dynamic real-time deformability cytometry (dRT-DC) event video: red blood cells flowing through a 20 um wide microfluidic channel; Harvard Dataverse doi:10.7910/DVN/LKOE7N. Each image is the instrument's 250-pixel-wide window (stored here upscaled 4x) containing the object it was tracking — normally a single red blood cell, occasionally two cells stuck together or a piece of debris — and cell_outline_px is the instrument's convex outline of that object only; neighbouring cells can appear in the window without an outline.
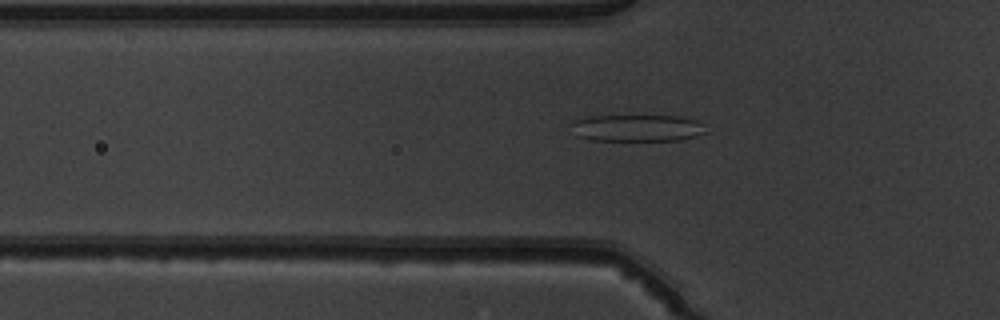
{"species": "common noctule bat (a hibernating species)", "species_latin": "Nyctalus noctula", "temperature_condition": "warm", "stored_images_in_passage": 52, "camera_frame_rate_fps": 3000, "um_per_image_px": 0.085, "animal": {"sex": "male", "body_mass_g": 19.5, "forearm_length_mm": 54.6}, "frame": {"image": 1, "passage_image": 18, "time_ms": 5.667, "image_size_px": [1000, 320], "cell_outline_px": [[704, 132], [696, 136], [680, 140], [588, 140], [576, 136], [568, 124], [576, 120], [588, 116], [680, 116], [700, 120], [704, 124]], "centroid_in_image_um": [54.12, 10.87], "position_along_channel_um": 71.7, "area_um2": 21.27}}
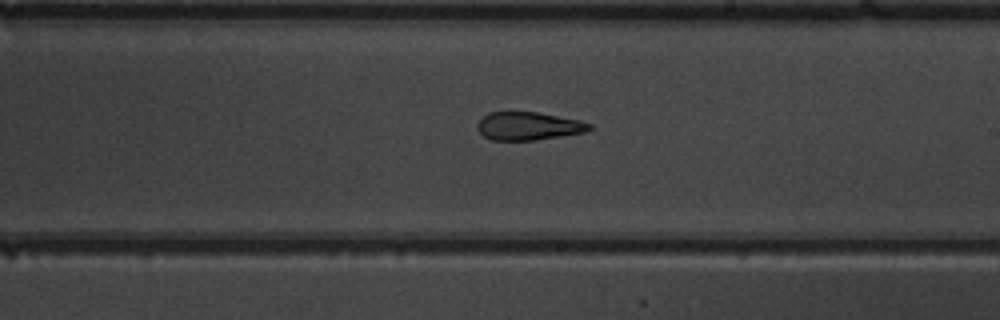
{"frame": {"image": 2, "passage_image": 31, "time_ms": 10.0, "image_size_px": [1000, 320], "cell_outline_px": [[592, 128], [584, 132], [536, 140], [492, 140], [484, 136], [476, 128], [476, 124], [488, 112], [536, 112], [580, 120], [592, 124]], "centroid_in_image_um": [44.9, 10.71], "position_along_channel_um": 244.1, "area_um2": 18.26}}
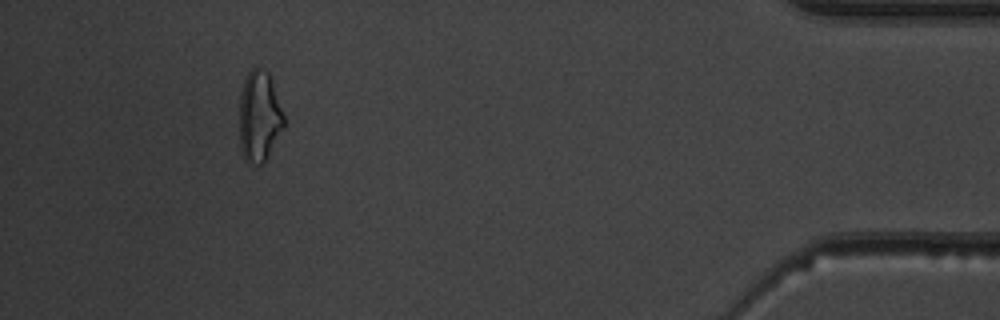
{"frame": {"image": 3, "passage_image": 48, "time_ms": 15.667, "image_size_px": [1000, 320], "cell_outline_px": [[284, 128], [264, 164], [248, 164], [244, 160], [240, 148], [240, 92], [244, 80], [248, 72], [252, 68], [260, 68], [268, 72], [272, 80], [284, 116]], "centroid_in_image_um": [22.04, 9.93], "position_along_channel_um": 413.2, "area_um2": 23.81}, "authors_computed_cell_mechanics": {"area_um2": 21.3282, "velocity_mm_per_s": 3.9857, "shape_relaxation_time_tau1_ms": null, "shape_relaxation_time_tau2_ms": 1.9836, "deformation_change_tau1": null, "deformation_change_tau2": 0.1133}}